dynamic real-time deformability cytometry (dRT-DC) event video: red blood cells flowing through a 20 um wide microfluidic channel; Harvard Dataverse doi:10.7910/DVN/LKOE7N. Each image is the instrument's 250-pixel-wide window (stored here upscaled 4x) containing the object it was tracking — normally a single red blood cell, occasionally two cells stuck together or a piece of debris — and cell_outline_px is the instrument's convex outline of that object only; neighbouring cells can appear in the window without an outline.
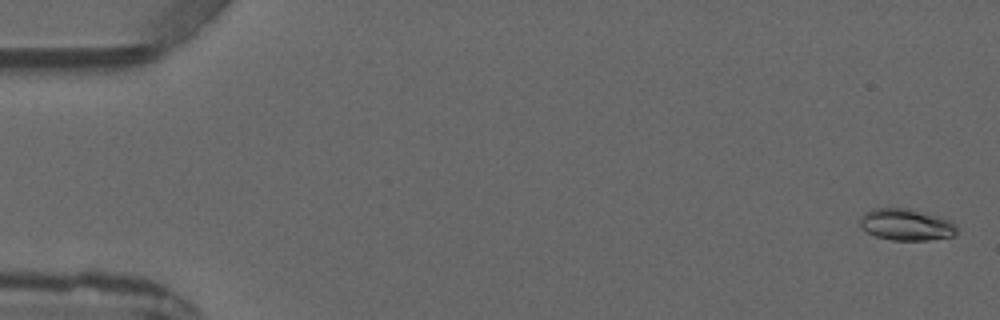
{"species": "common noctule bat (a hibernating species)", "species_latin": "Nyctalus noctula", "temperature_condition": "warm", "stored_images_in_passage": 5, "camera_frame_rate_fps": 3000, "um_per_image_px": 0.085, "animal": {"sex": "male", "forearm_length_mm": 52.5}, "frame": {"image": 1, "passage_image": 1, "time_ms": 0.0, "image_size_px": [1000, 320], "cell_outline_px": [[956, 236], [928, 240], [892, 240], [876, 236], [868, 232], [860, 224], [860, 216], [864, 212], [872, 208], [908, 208], [940, 216], [952, 220], [956, 224]], "centroid_in_image_um": [77.06, 19.08], "position_along_channel_um": 7.9, "area_um2": 18.03}}
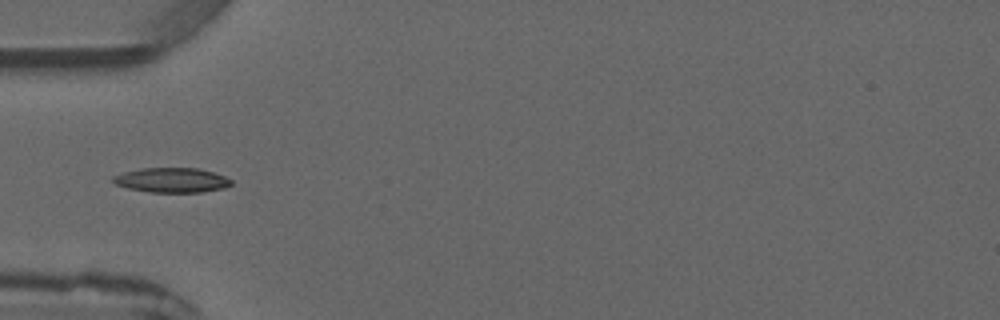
{"frame": {"image": 2, "passage_image": 5, "time_ms": 4.667, "image_size_px": [1000, 320], "cell_outline_px": [[232, 184], [224, 188], [200, 192], [152, 192], [128, 188], [116, 184], [112, 180], [112, 176], [124, 172], [140, 168], [196, 168], [212, 172], [224, 176], [232, 180]], "centroid_in_image_um": [14.59, 15.31], "position_along_channel_um": 70.4, "area_um2": 16.88}}